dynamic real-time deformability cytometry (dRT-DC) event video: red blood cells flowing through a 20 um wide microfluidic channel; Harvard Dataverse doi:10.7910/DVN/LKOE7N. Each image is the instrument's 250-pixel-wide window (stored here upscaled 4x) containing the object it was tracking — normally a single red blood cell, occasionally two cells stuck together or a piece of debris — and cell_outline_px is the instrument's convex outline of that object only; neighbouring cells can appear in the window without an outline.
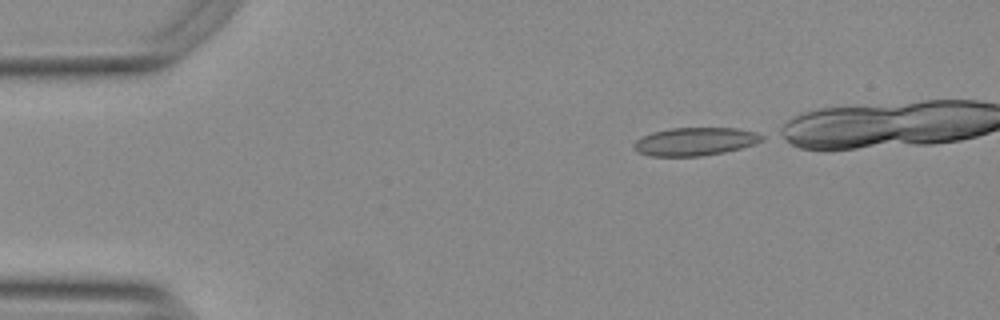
{"species": "Egyptian fruit bat (a non-hibernating species)", "species_latin": "Rousettus aegyptiacus", "temperature_condition": "warm", "stored_images_in_passage": 25, "camera_frame_rate_fps": 3000, "um_per_image_px": 0.085, "animal": {"sex": "female"}, "frame": {"image": 1, "passage_image": 1, "time_ms": 0.0, "image_size_px": [1000, 320], "cell_outline_px": [[764, 140], [740, 148], [724, 152], [700, 156], [652, 156], [636, 152], [632, 148], [632, 144], [636, 140], [652, 132], [672, 128], [736, 128], [756, 132], [764, 136]], "centroid_in_image_um": [59.05, 12.03], "position_along_channel_um": 26.0, "area_um2": 20.92}}
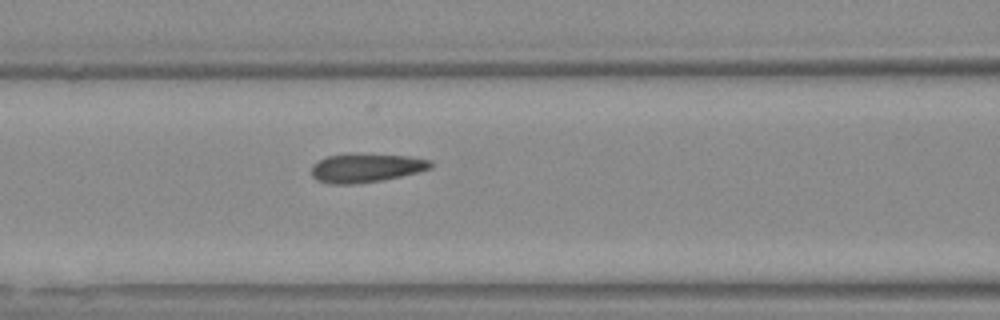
{"frame": {"image": 2, "passage_image": 15, "time_ms": 4.667, "image_size_px": [1000, 320], "cell_outline_px": [[432, 168], [400, 176], [380, 180], [352, 184], [332, 184], [316, 180], [312, 176], [312, 164], [328, 156], [348, 152], [408, 156], [432, 160]], "centroid_in_image_um": [31.09, 14.24], "position_along_channel_um": 135.5, "area_um2": 20.17}}
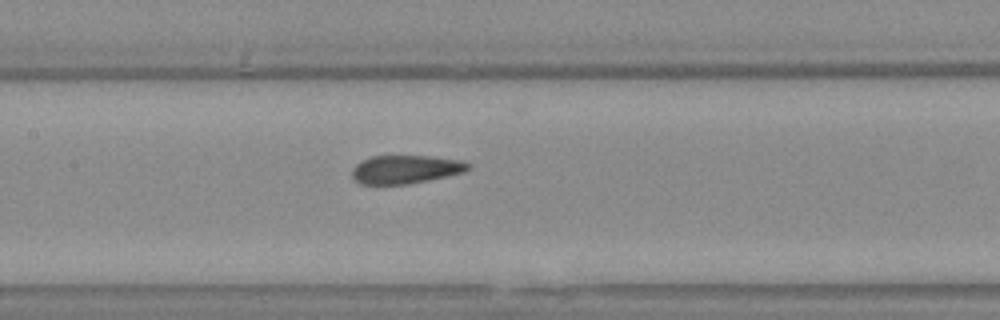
{"frame": {"image": 3, "passage_image": 18, "time_ms": 5.667, "image_size_px": [1000, 320], "cell_outline_px": [[472, 168], [464, 172], [428, 180], [408, 184], [360, 184], [352, 176], [352, 168], [360, 160], [372, 156], [432, 156], [464, 160], [472, 164]], "centroid_in_image_um": [34.51, 14.38], "position_along_channel_um": 172.9, "area_um2": 19.42}}